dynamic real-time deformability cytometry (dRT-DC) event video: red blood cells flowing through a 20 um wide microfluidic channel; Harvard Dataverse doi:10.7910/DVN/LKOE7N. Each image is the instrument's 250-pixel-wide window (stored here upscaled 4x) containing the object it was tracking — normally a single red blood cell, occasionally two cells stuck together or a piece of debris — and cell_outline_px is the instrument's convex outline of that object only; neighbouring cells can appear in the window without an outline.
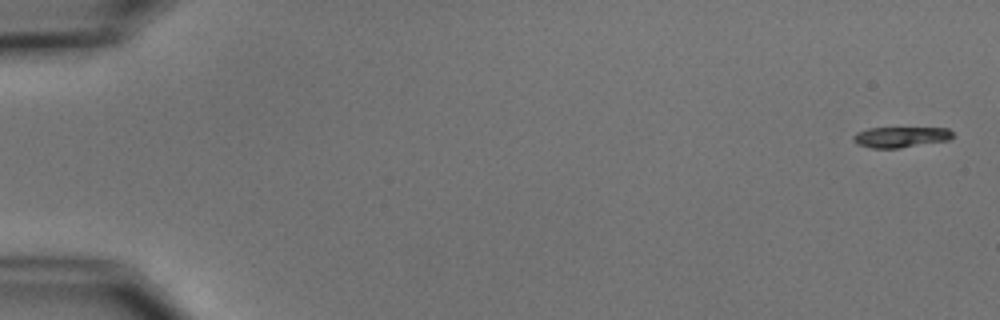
{"species": "common noctule bat (a hibernating species)", "species_latin": "Nyctalus noctula", "temperature_condition": "cold", "stored_images_in_passage": 6, "camera_frame_rate_fps": 3000, "um_per_image_px": 0.085, "animal": {"sex": "male", "body_mass_g": 15.6}, "frame": {"image": 1, "passage_image": 1, "time_ms": 0.0, "image_size_px": [1000, 320], "cell_outline_px": [[952, 136], [948, 140], [900, 148], [872, 148], [856, 144], [852, 140], [852, 136], [856, 132], [868, 128], [948, 128], [952, 132]], "centroid_in_image_um": [76.49, 11.65], "position_along_channel_um": 8.5, "area_um2": 11.96}}